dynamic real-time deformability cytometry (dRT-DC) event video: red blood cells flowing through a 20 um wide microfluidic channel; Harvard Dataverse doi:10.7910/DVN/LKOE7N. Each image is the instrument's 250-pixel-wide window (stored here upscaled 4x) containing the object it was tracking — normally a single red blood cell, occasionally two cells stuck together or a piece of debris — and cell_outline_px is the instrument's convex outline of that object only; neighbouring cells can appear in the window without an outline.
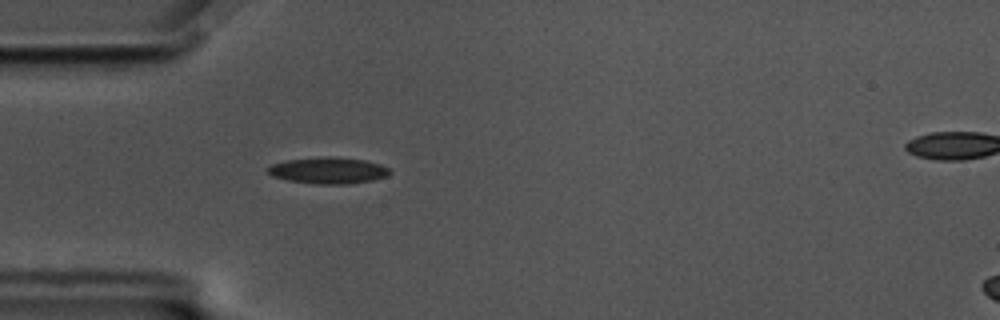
{"species": "common noctule bat (a hibernating species)", "species_latin": "Nyctalus noctula", "temperature_condition": "cold", "stored_images_in_passage": 30, "camera_frame_rate_fps": 3000, "um_per_image_px": 0.085, "animal": {"sex": "male", "body_mass_g": 17.5, "forearm_length_mm": 52.3}, "frame": {"image": 1, "passage_image": 3, "time_ms": 0.667, "image_size_px": [1000, 320], "cell_outline_px": [[392, 172], [388, 176], [372, 180], [348, 184], [316, 184], [288, 180], [272, 176], [268, 172], [268, 168], [272, 164], [288, 160], [324, 156], [328, 156], [364, 160], [380, 164], [388, 168]], "centroid_in_image_um": [27.93, 14.49], "position_along_channel_um": 57.1, "area_um2": 18.67}}
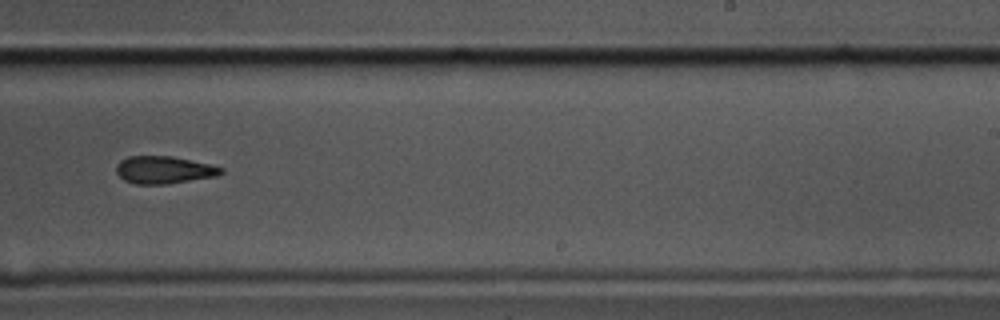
{"frame": {"image": 2, "passage_image": 22, "time_ms": 7.0, "image_size_px": [1000, 320], "cell_outline_px": [[224, 172], [216, 176], [168, 184], [136, 184], [124, 180], [116, 172], [116, 164], [120, 160], [128, 156], [172, 156], [212, 164], [224, 168]], "centroid_in_image_um": [13.95, 14.43], "position_along_channel_um": 275.1, "area_um2": 16.94}}
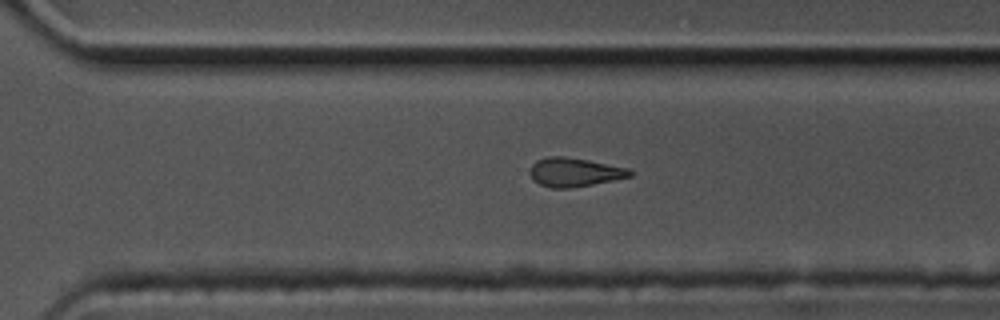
{"frame": {"image": 3, "passage_image": 26, "time_ms": 8.333, "image_size_px": [1000, 320], "cell_outline_px": [[632, 176], [592, 184], [568, 188], [552, 188], [540, 184], [532, 180], [528, 172], [528, 168], [536, 160], [548, 156], [560, 156], [588, 160], [628, 168], [632, 172]], "centroid_in_image_um": [48.76, 14.63], "position_along_channel_um": 321.8, "area_um2": 16.76}}